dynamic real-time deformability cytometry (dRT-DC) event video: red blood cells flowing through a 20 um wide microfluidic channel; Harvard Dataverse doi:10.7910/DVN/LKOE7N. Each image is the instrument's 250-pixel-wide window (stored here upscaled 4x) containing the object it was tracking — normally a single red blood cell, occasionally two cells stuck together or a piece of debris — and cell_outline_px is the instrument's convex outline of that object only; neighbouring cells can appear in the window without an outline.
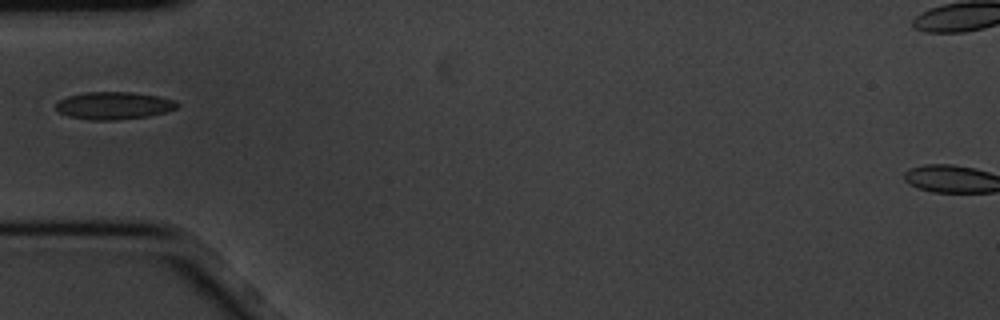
{"species": "common noctule bat (a hibernating species)", "species_latin": "Nyctalus noctula", "temperature_condition": "cold", "stored_images_in_passage": 6, "camera_frame_rate_fps": 3000, "um_per_image_px": 0.085, "animal": {"sex": "male", "body_mass_g": 20.1, "forearm_length_mm": 53.5}, "frame": {"image": 1, "passage_image": 6, "time_ms": 1.667, "image_size_px": [1000, 320], "cell_outline_px": [[180, 104], [176, 108], [164, 112], [148, 116], [116, 120], [88, 120], [68, 116], [60, 112], [56, 108], [56, 104], [60, 100], [68, 96], [84, 92], [132, 92], [160, 96], [176, 100]], "centroid_in_image_um": [9.7, 8.97], "position_along_channel_um": 75.3, "area_um2": 19.48}}